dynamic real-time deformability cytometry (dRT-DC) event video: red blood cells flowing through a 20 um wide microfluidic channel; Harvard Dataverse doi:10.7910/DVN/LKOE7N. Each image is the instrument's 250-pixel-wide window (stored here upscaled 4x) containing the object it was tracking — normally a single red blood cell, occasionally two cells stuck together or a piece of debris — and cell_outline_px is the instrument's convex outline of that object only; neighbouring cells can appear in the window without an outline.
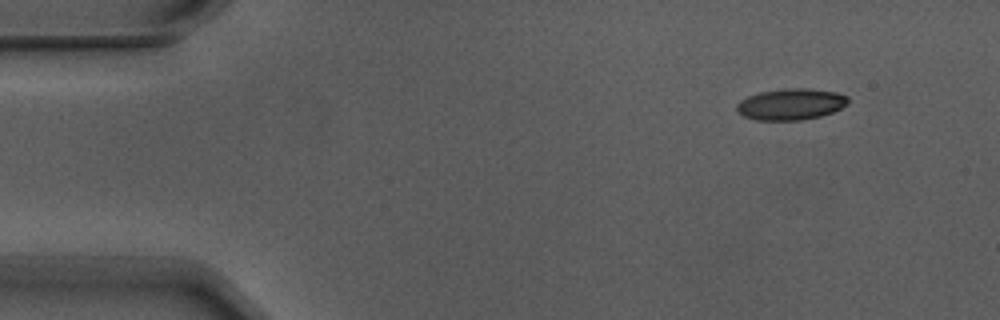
{"species": "Egyptian fruit bat (a non-hibernating species)", "species_latin": "Rousettus aegyptiacus", "temperature_condition": "warm", "stored_images_in_passage": 3, "camera_frame_rate_fps": 3000, "um_per_image_px": 0.085, "animal": {"sex": "male"}, "frame": {"image": 1, "passage_image": 1, "time_ms": 0.0, "image_size_px": [1000, 320], "cell_outline_px": [[848, 104], [832, 112], [820, 116], [800, 120], [756, 120], [744, 116], [736, 108], [736, 104], [740, 100], [748, 96], [760, 92], [784, 88], [808, 88], [836, 92], [848, 96]], "centroid_in_image_um": [67.23, 8.85], "position_along_channel_um": 17.8, "area_um2": 20.29}}